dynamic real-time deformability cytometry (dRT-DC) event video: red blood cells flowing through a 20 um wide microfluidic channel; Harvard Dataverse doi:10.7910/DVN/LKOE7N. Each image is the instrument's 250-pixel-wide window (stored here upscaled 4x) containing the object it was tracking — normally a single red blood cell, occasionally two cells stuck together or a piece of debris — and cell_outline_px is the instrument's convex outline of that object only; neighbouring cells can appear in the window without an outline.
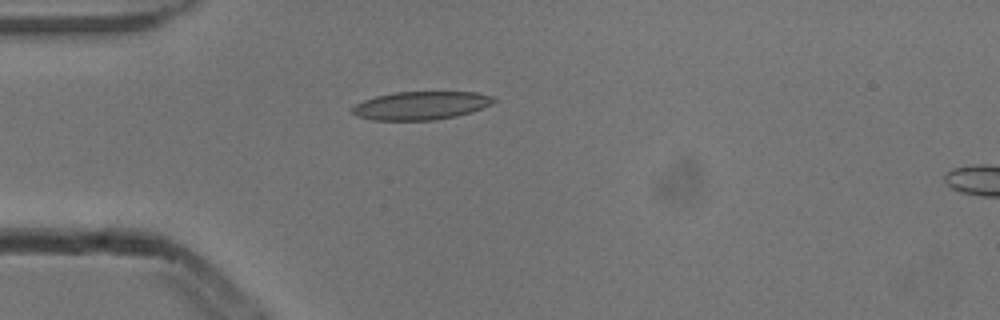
{"species": "common noctule bat (a hibernating species)", "species_latin": "Nyctalus noctula", "temperature_condition": "cold", "stored_images_in_passage": 4, "camera_frame_rate_fps": 3000, "um_per_image_px": 0.085, "animal": {"sex": "male", "body_mass_g": 13.3}, "frame": {"image": 1, "passage_image": 4, "time_ms": 1.0, "image_size_px": [1000, 320], "cell_outline_px": [[496, 100], [492, 104], [472, 112], [456, 116], [432, 120], [372, 120], [356, 116], [352, 112], [352, 108], [356, 104], [364, 100], [376, 96], [396, 92], [476, 92], [492, 96]], "centroid_in_image_um": [35.78, 8.97], "position_along_channel_um": 49.2, "area_um2": 23.24}}